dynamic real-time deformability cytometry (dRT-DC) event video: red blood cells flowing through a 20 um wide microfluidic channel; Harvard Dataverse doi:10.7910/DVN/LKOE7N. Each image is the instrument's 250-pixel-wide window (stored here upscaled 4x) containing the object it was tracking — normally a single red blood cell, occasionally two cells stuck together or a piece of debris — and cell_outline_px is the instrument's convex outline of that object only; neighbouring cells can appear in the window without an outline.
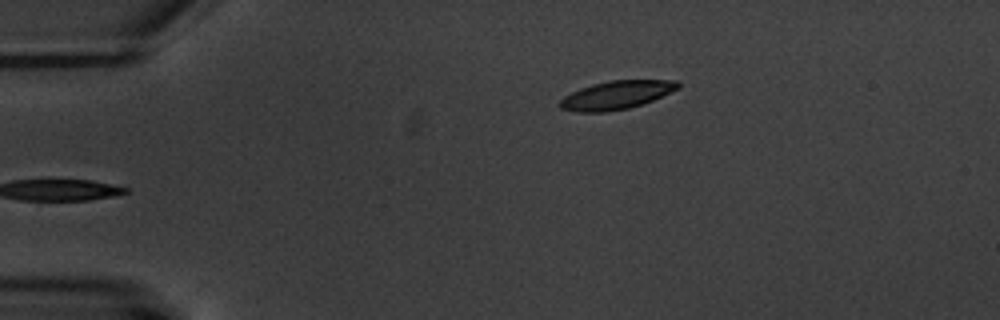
{"species": "common noctule bat (a hibernating species)", "species_latin": "Nyctalus noctula", "temperature_condition": "warm", "stored_images_in_passage": 6, "camera_frame_rate_fps": 3000, "um_per_image_px": 0.085, "animal": {"sex": "male", "body_mass_g": 20.1, "forearm_length_mm": 53.5}, "frame": {"image": 1, "passage_image": 6, "time_ms": 6.667, "image_size_px": [1000, 320], "cell_outline_px": [[680, 88], [652, 100], [628, 108], [604, 112], [576, 112], [560, 108], [556, 104], [564, 96], [580, 88], [592, 84], [612, 80], [676, 80], [680, 84]], "centroid_in_image_um": [52.35, 8.08], "position_along_channel_um": 32.6, "area_um2": 19.48}}